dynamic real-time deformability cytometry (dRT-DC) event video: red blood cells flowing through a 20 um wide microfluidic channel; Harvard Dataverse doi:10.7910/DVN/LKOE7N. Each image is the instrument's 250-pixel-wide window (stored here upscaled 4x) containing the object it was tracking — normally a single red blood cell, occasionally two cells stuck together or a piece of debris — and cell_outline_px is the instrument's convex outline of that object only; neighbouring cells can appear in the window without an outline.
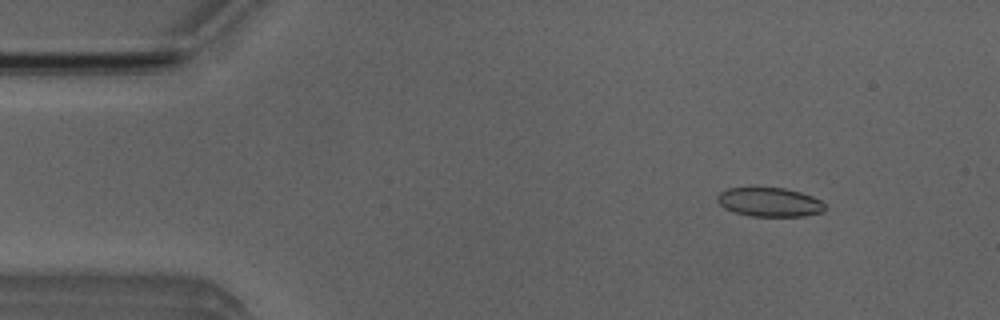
{"species": "Egyptian fruit bat (a non-hibernating species)", "species_latin": "Rousettus aegyptiacus", "temperature_condition": "room temperature", "stored_images_in_passage": 51, "camera_frame_rate_fps": 3000, "um_per_image_px": 0.085, "animal": {"sex": "male"}, "frame": {"image": 1, "passage_image": 6, "time_ms": 1.667, "image_size_px": [1000, 320], "cell_outline_px": [[824, 212], [804, 216], [752, 216], [736, 212], [724, 208], [716, 200], [716, 196], [720, 192], [728, 188], [784, 188], [800, 192], [812, 196], [820, 200], [824, 204]], "centroid_in_image_um": [65.41, 17.18], "position_along_channel_um": 19.6, "area_um2": 18.09}}
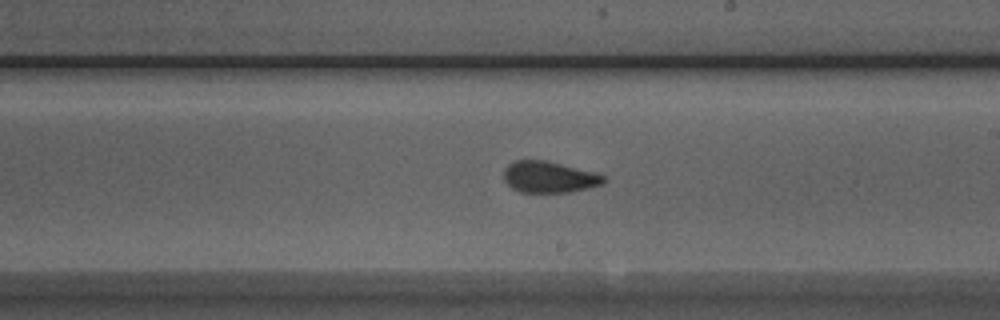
{"frame": {"image": 2, "passage_image": 29, "time_ms": 9.333, "image_size_px": [1000, 320], "cell_outline_px": [[604, 180], [600, 184], [588, 188], [568, 192], [520, 192], [512, 188], [504, 180], [504, 168], [508, 164], [516, 160], [544, 160], [596, 172], [604, 176]], "centroid_in_image_um": [46.64, 15.04], "position_along_channel_um": 242.4, "area_um2": 18.09}}
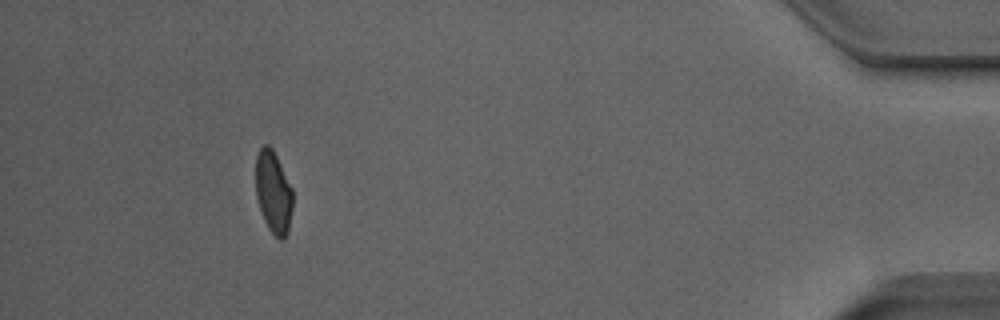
{"frame": {"image": 3, "passage_image": 47, "time_ms": 15.333, "image_size_px": [1000, 320], "cell_outline_px": [[292, 208], [288, 232], [284, 240], [280, 240], [268, 228], [264, 220], [256, 196], [256, 156], [260, 148], [264, 144], [268, 144], [272, 148], [292, 188]], "centroid_in_image_um": [23.23, 16.34], "position_along_channel_um": 412.0, "area_um2": 17.63}, "authors_computed_cell_mechanics": {"area_um2": 18.5538, "velocity_mm_per_s": 3.9598, "shape_relaxation_time_tau1_ms": 7.2114, "shape_relaxation_time_tau2_ms": 1.0347, "deformation_change_tau1": 0.1718, "deformation_change_tau2": 0.0799}}